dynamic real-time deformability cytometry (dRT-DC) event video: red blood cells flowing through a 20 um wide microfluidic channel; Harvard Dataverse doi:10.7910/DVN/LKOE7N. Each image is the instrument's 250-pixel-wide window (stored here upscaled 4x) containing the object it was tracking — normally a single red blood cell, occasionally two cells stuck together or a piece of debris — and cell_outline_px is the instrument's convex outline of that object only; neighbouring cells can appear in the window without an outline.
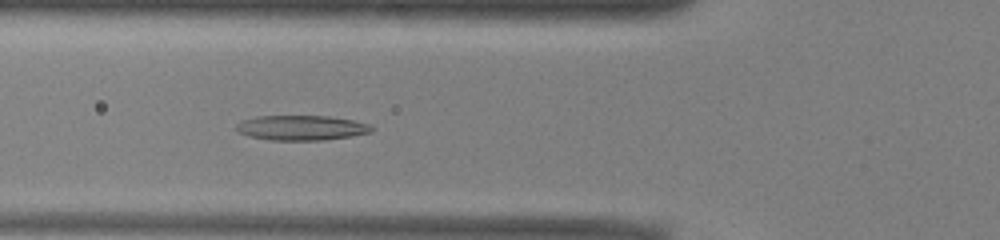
{"species": "common noctule bat (a hibernating species)", "species_latin": "Nyctalus noctula", "temperature_condition": "warm", "stored_images_in_passage": 50, "camera_frame_rate_fps": 3000, "um_per_image_px": 0.085, "animal": {"sex": "male", "body_mass_g": 13.0, "forearm_length_mm": 53.1}, "frame": {"image": 1, "passage_image": 17, "time_ms": 5.333, "image_size_px": [1000, 240], "cell_outline_px": [[376, 128], [372, 132], [352, 136], [324, 140], [272, 140], [248, 136], [240, 132], [236, 128], [236, 124], [240, 120], [256, 116], [328, 116], [352, 120], [368, 124]], "centroid_in_image_um": [25.63, 10.86], "position_along_channel_um": 100.2, "area_um2": 19.71}}
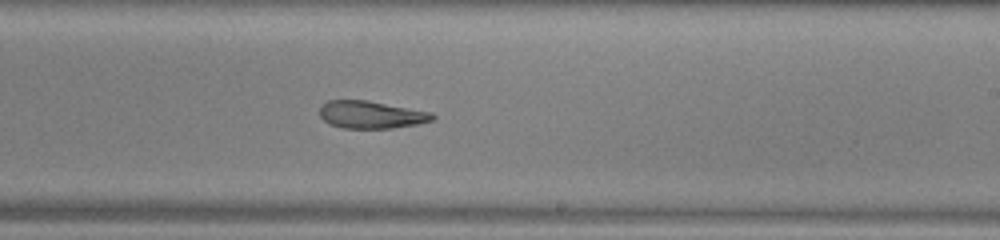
{"frame": {"image": 2, "passage_image": 29, "time_ms": 9.333, "image_size_px": [1000, 240], "cell_outline_px": [[436, 116], [432, 120], [416, 124], [392, 128], [344, 128], [328, 124], [320, 116], [320, 108], [328, 100], [368, 100], [432, 112]], "centroid_in_image_um": [31.55, 9.74], "position_along_channel_um": 257.5, "area_um2": 18.03}}
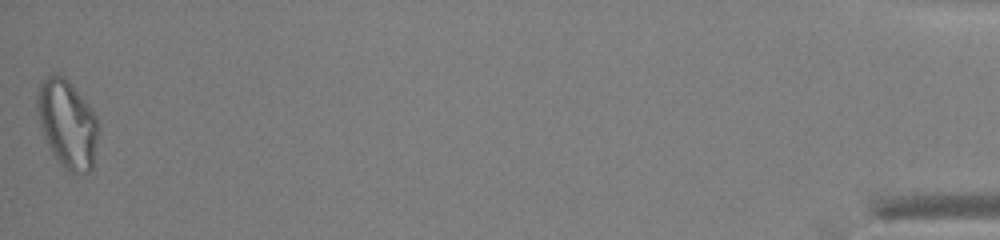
{"frame": {"image": 3, "passage_image": 50, "time_ms": 16.333, "image_size_px": [1000, 240], "cell_outline_px": [[100, 128], [92, 168], [88, 172], [72, 172], [64, 168], [60, 164], [52, 152], [40, 128], [36, 108], [36, 96], [40, 80], [48, 76], [64, 76], [68, 80], [88, 104], [96, 116]], "centroid_in_image_um": [5.72, 10.52], "position_along_channel_um": 429.5, "area_um2": 31.39}, "authors_computed_cell_mechanics": {"area_um2": 21.2415, "velocity_mm_per_s": 3.9353, "shape_relaxation_time_tau1_ms": null, "shape_relaxation_time_tau2_ms": 8.9138, "deformation_change_tau1": null, "deformation_change_tau2": 0.2337}}